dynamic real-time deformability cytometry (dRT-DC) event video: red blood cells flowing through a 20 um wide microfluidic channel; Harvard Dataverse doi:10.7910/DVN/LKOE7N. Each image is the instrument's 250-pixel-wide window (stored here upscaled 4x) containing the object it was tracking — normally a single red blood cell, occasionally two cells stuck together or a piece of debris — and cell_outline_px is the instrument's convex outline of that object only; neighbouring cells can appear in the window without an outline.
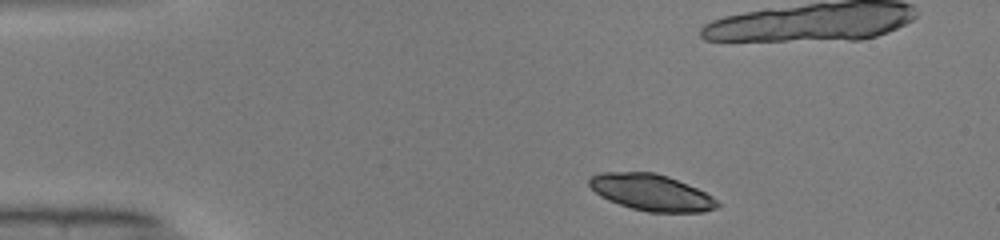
{"species": "common noctule bat (a hibernating species)", "species_latin": "Nyctalus noctula", "temperature_condition": "warm", "stored_images_in_passage": 45, "camera_frame_rate_fps": 3000, "um_per_image_px": 0.085, "animal": {"sex": "male", "body_mass_g": 19.0, "forearm_length_mm": 50.8}, "frame": {"image": 1, "passage_image": 3, "time_ms": 0.667, "image_size_px": [1000, 240], "cell_outline_px": [[720, 204], [716, 208], [704, 212], [648, 212], [632, 208], [608, 200], [600, 196], [588, 184], [588, 180], [592, 176], [600, 172], [656, 172], [668, 176], [688, 184], [712, 196]], "centroid_in_image_um": [55.36, 16.35], "position_along_channel_um": 29.6, "area_um2": 27.11}}
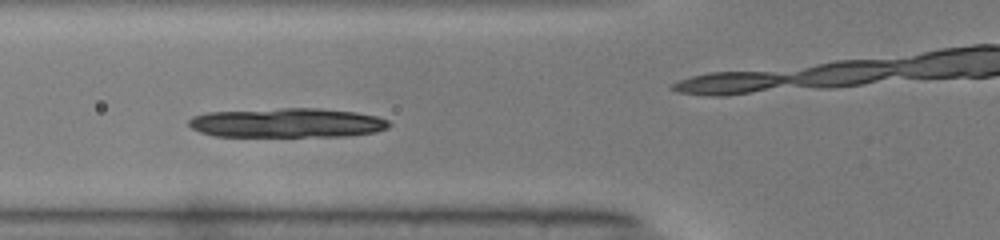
{"frame": {"image": 2, "passage_image": 13, "time_ms": 4.0, "image_size_px": [1000, 240], "cell_outline_px": [[392, 124], [388, 128], [376, 132], [344, 136], [212, 136], [200, 132], [192, 128], [188, 124], [188, 120], [192, 116], [208, 112], [284, 108], [320, 108], [356, 112], [376, 116], [388, 120]], "centroid_in_image_um": [24.41, 10.44], "position_along_channel_um": 101.4, "area_um2": 34.45}}
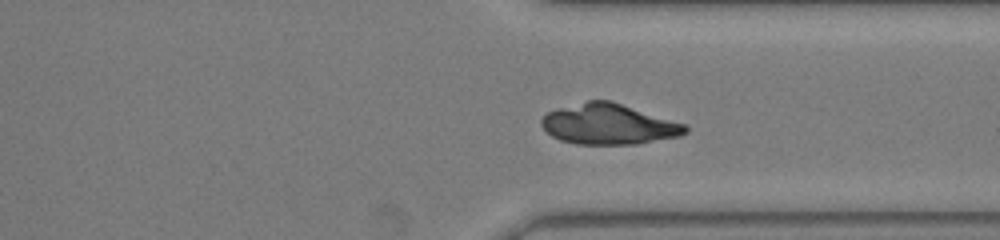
{"frame": {"image": 3, "passage_image": 32, "time_ms": 10.333, "image_size_px": [1000, 240], "cell_outline_px": [[688, 132], [680, 136], [636, 144], [576, 144], [560, 140], [552, 136], [540, 124], [540, 120], [548, 112], [556, 108], [588, 100], [612, 100], [684, 124], [688, 128]], "centroid_in_image_um": [51.72, 10.55], "position_along_channel_um": 359.7, "area_um2": 33.99}}